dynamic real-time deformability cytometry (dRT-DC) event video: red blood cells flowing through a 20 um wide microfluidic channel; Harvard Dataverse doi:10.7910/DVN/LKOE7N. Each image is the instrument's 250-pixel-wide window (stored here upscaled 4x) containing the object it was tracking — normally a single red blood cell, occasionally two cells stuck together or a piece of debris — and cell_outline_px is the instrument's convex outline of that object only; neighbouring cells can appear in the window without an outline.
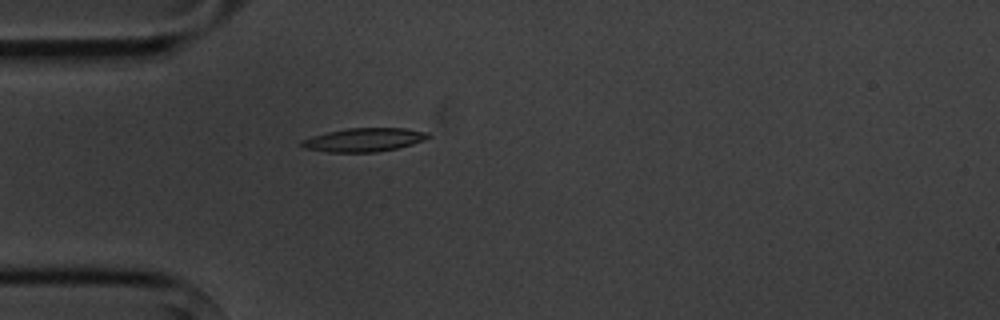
{"species": "common noctule bat (a hibernating species)", "species_latin": "Nyctalus noctula", "temperature_condition": "cold", "stored_images_in_passage": 1, "camera_frame_rate_fps": 3000, "um_per_image_px": 0.085, "animal": {"sex": "male", "body_mass_g": 20.1, "forearm_length_mm": 53.5}, "frame": {"image": 1, "passage_image": 1, "time_ms": 0.0, "image_size_px": [1000, 320], "cell_outline_px": [[432, 136], [424, 140], [412, 144], [396, 148], [376, 152], [328, 152], [304, 148], [300, 144], [300, 140], [312, 136], [328, 132], [348, 128], [404, 128], [428, 132]], "centroid_in_image_um": [30.94, 11.88], "position_along_channel_um": 54.1, "area_um2": 17.34}}